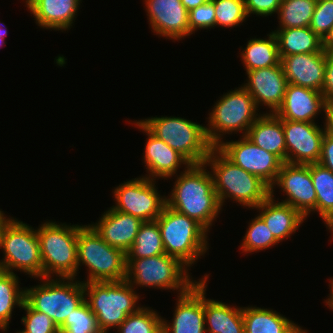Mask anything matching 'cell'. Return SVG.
Here are the masks:
<instances>
[{
	"mask_svg": "<svg viewBox=\"0 0 333 333\" xmlns=\"http://www.w3.org/2000/svg\"><path fill=\"white\" fill-rule=\"evenodd\" d=\"M166 205L196 220L208 232L222 209L205 163L190 164L177 174Z\"/></svg>",
	"mask_w": 333,
	"mask_h": 333,
	"instance_id": "1",
	"label": "cell"
},
{
	"mask_svg": "<svg viewBox=\"0 0 333 333\" xmlns=\"http://www.w3.org/2000/svg\"><path fill=\"white\" fill-rule=\"evenodd\" d=\"M210 166L214 189L221 207L228 198L254 209L270 195V187L259 177L233 164L216 147L204 161Z\"/></svg>",
	"mask_w": 333,
	"mask_h": 333,
	"instance_id": "2",
	"label": "cell"
},
{
	"mask_svg": "<svg viewBox=\"0 0 333 333\" xmlns=\"http://www.w3.org/2000/svg\"><path fill=\"white\" fill-rule=\"evenodd\" d=\"M135 289L125 279L84 283L85 300L102 333H108L114 327L117 329L128 315L142 307L138 305L140 297Z\"/></svg>",
	"mask_w": 333,
	"mask_h": 333,
	"instance_id": "3",
	"label": "cell"
},
{
	"mask_svg": "<svg viewBox=\"0 0 333 333\" xmlns=\"http://www.w3.org/2000/svg\"><path fill=\"white\" fill-rule=\"evenodd\" d=\"M156 220L165 253L177 258L187 268L207 252L208 231L196 220L167 205Z\"/></svg>",
	"mask_w": 333,
	"mask_h": 333,
	"instance_id": "4",
	"label": "cell"
},
{
	"mask_svg": "<svg viewBox=\"0 0 333 333\" xmlns=\"http://www.w3.org/2000/svg\"><path fill=\"white\" fill-rule=\"evenodd\" d=\"M81 225L46 221L36 229L43 263V277L77 276V235Z\"/></svg>",
	"mask_w": 333,
	"mask_h": 333,
	"instance_id": "5",
	"label": "cell"
},
{
	"mask_svg": "<svg viewBox=\"0 0 333 333\" xmlns=\"http://www.w3.org/2000/svg\"><path fill=\"white\" fill-rule=\"evenodd\" d=\"M126 253L110 246L90 225H82L77 235V272L88 267L86 281H121L126 278Z\"/></svg>",
	"mask_w": 333,
	"mask_h": 333,
	"instance_id": "6",
	"label": "cell"
},
{
	"mask_svg": "<svg viewBox=\"0 0 333 333\" xmlns=\"http://www.w3.org/2000/svg\"><path fill=\"white\" fill-rule=\"evenodd\" d=\"M151 134L167 143L190 164H202L214 146L206 126L181 117H149L138 120Z\"/></svg>",
	"mask_w": 333,
	"mask_h": 333,
	"instance_id": "7",
	"label": "cell"
},
{
	"mask_svg": "<svg viewBox=\"0 0 333 333\" xmlns=\"http://www.w3.org/2000/svg\"><path fill=\"white\" fill-rule=\"evenodd\" d=\"M76 279L42 277L39 285L24 288L25 301L34 310L45 313L59 328L85 301L84 282Z\"/></svg>",
	"mask_w": 333,
	"mask_h": 333,
	"instance_id": "8",
	"label": "cell"
},
{
	"mask_svg": "<svg viewBox=\"0 0 333 333\" xmlns=\"http://www.w3.org/2000/svg\"><path fill=\"white\" fill-rule=\"evenodd\" d=\"M215 103L206 126L208 140L214 147L223 141V134L240 131L246 136L250 126L261 115L257 113L259 109L253 96L243 86L225 93Z\"/></svg>",
	"mask_w": 333,
	"mask_h": 333,
	"instance_id": "9",
	"label": "cell"
},
{
	"mask_svg": "<svg viewBox=\"0 0 333 333\" xmlns=\"http://www.w3.org/2000/svg\"><path fill=\"white\" fill-rule=\"evenodd\" d=\"M126 278L132 287L178 290L185 293L195 282L177 258L161 254L141 259H126ZM133 280V281H132Z\"/></svg>",
	"mask_w": 333,
	"mask_h": 333,
	"instance_id": "10",
	"label": "cell"
},
{
	"mask_svg": "<svg viewBox=\"0 0 333 333\" xmlns=\"http://www.w3.org/2000/svg\"><path fill=\"white\" fill-rule=\"evenodd\" d=\"M0 248L4 251L0 270L11 273L20 270L31 278L43 277V263L36 229L12 217L3 228Z\"/></svg>",
	"mask_w": 333,
	"mask_h": 333,
	"instance_id": "11",
	"label": "cell"
},
{
	"mask_svg": "<svg viewBox=\"0 0 333 333\" xmlns=\"http://www.w3.org/2000/svg\"><path fill=\"white\" fill-rule=\"evenodd\" d=\"M155 179L139 177L115 187V206L112 209L144 221L156 220L166 205V196L157 192Z\"/></svg>",
	"mask_w": 333,
	"mask_h": 333,
	"instance_id": "12",
	"label": "cell"
},
{
	"mask_svg": "<svg viewBox=\"0 0 333 333\" xmlns=\"http://www.w3.org/2000/svg\"><path fill=\"white\" fill-rule=\"evenodd\" d=\"M216 148L233 164L259 177L270 188L283 164L276 155L255 145L243 135L238 141H222Z\"/></svg>",
	"mask_w": 333,
	"mask_h": 333,
	"instance_id": "13",
	"label": "cell"
},
{
	"mask_svg": "<svg viewBox=\"0 0 333 333\" xmlns=\"http://www.w3.org/2000/svg\"><path fill=\"white\" fill-rule=\"evenodd\" d=\"M285 192L281 202L298 210L305 218L316 211V192L310 173V164H292L284 162L270 191L276 186Z\"/></svg>",
	"mask_w": 333,
	"mask_h": 333,
	"instance_id": "14",
	"label": "cell"
},
{
	"mask_svg": "<svg viewBox=\"0 0 333 333\" xmlns=\"http://www.w3.org/2000/svg\"><path fill=\"white\" fill-rule=\"evenodd\" d=\"M286 145V162L292 164L318 163L321 156L324 128L312 122L282 119ZM290 152V153H289Z\"/></svg>",
	"mask_w": 333,
	"mask_h": 333,
	"instance_id": "15",
	"label": "cell"
},
{
	"mask_svg": "<svg viewBox=\"0 0 333 333\" xmlns=\"http://www.w3.org/2000/svg\"><path fill=\"white\" fill-rule=\"evenodd\" d=\"M195 282L185 293L178 295L172 322L162 318V333H206L204 316V279Z\"/></svg>",
	"mask_w": 333,
	"mask_h": 333,
	"instance_id": "16",
	"label": "cell"
},
{
	"mask_svg": "<svg viewBox=\"0 0 333 333\" xmlns=\"http://www.w3.org/2000/svg\"><path fill=\"white\" fill-rule=\"evenodd\" d=\"M153 33L171 40H182L189 32L188 11L181 0H144Z\"/></svg>",
	"mask_w": 333,
	"mask_h": 333,
	"instance_id": "17",
	"label": "cell"
},
{
	"mask_svg": "<svg viewBox=\"0 0 333 333\" xmlns=\"http://www.w3.org/2000/svg\"><path fill=\"white\" fill-rule=\"evenodd\" d=\"M247 83L243 87L253 96L255 105H266L275 113L282 105L288 85L281 62L278 65L247 71ZM262 104V105H261Z\"/></svg>",
	"mask_w": 333,
	"mask_h": 333,
	"instance_id": "18",
	"label": "cell"
},
{
	"mask_svg": "<svg viewBox=\"0 0 333 333\" xmlns=\"http://www.w3.org/2000/svg\"><path fill=\"white\" fill-rule=\"evenodd\" d=\"M136 128L142 130L148 136L145 142L143 160L145 167L148 171V175L145 177L153 179L175 177L179 171V167L184 165L188 167L190 163L177 151L172 149L163 140L158 139L151 134L139 121L133 122Z\"/></svg>",
	"mask_w": 333,
	"mask_h": 333,
	"instance_id": "19",
	"label": "cell"
},
{
	"mask_svg": "<svg viewBox=\"0 0 333 333\" xmlns=\"http://www.w3.org/2000/svg\"><path fill=\"white\" fill-rule=\"evenodd\" d=\"M287 82L320 91L324 84L326 52L302 53L280 57Z\"/></svg>",
	"mask_w": 333,
	"mask_h": 333,
	"instance_id": "20",
	"label": "cell"
},
{
	"mask_svg": "<svg viewBox=\"0 0 333 333\" xmlns=\"http://www.w3.org/2000/svg\"><path fill=\"white\" fill-rule=\"evenodd\" d=\"M325 105L320 91L288 83L283 103L275 114L281 119L315 123V117L325 111Z\"/></svg>",
	"mask_w": 333,
	"mask_h": 333,
	"instance_id": "21",
	"label": "cell"
},
{
	"mask_svg": "<svg viewBox=\"0 0 333 333\" xmlns=\"http://www.w3.org/2000/svg\"><path fill=\"white\" fill-rule=\"evenodd\" d=\"M142 223L141 219L110 207L98 222L90 225L110 246L126 253L134 243Z\"/></svg>",
	"mask_w": 333,
	"mask_h": 333,
	"instance_id": "22",
	"label": "cell"
},
{
	"mask_svg": "<svg viewBox=\"0 0 333 333\" xmlns=\"http://www.w3.org/2000/svg\"><path fill=\"white\" fill-rule=\"evenodd\" d=\"M274 191H270V195L255 209L259 210L258 216L268 226L274 238L282 242L295 233L306 218L292 206L275 201Z\"/></svg>",
	"mask_w": 333,
	"mask_h": 333,
	"instance_id": "23",
	"label": "cell"
},
{
	"mask_svg": "<svg viewBox=\"0 0 333 333\" xmlns=\"http://www.w3.org/2000/svg\"><path fill=\"white\" fill-rule=\"evenodd\" d=\"M81 1L26 0L25 4L41 28L66 31L72 27Z\"/></svg>",
	"mask_w": 333,
	"mask_h": 333,
	"instance_id": "24",
	"label": "cell"
},
{
	"mask_svg": "<svg viewBox=\"0 0 333 333\" xmlns=\"http://www.w3.org/2000/svg\"><path fill=\"white\" fill-rule=\"evenodd\" d=\"M246 137L255 145L286 162V145L282 119L275 113H263L250 126Z\"/></svg>",
	"mask_w": 333,
	"mask_h": 333,
	"instance_id": "25",
	"label": "cell"
},
{
	"mask_svg": "<svg viewBox=\"0 0 333 333\" xmlns=\"http://www.w3.org/2000/svg\"><path fill=\"white\" fill-rule=\"evenodd\" d=\"M206 284L207 279H204L205 332L244 333L242 307H231L222 301L220 302L214 299H206Z\"/></svg>",
	"mask_w": 333,
	"mask_h": 333,
	"instance_id": "26",
	"label": "cell"
},
{
	"mask_svg": "<svg viewBox=\"0 0 333 333\" xmlns=\"http://www.w3.org/2000/svg\"><path fill=\"white\" fill-rule=\"evenodd\" d=\"M244 333H296L301 326L273 309L243 307Z\"/></svg>",
	"mask_w": 333,
	"mask_h": 333,
	"instance_id": "27",
	"label": "cell"
},
{
	"mask_svg": "<svg viewBox=\"0 0 333 333\" xmlns=\"http://www.w3.org/2000/svg\"><path fill=\"white\" fill-rule=\"evenodd\" d=\"M279 56L323 51V40L309 27L276 29Z\"/></svg>",
	"mask_w": 333,
	"mask_h": 333,
	"instance_id": "28",
	"label": "cell"
},
{
	"mask_svg": "<svg viewBox=\"0 0 333 333\" xmlns=\"http://www.w3.org/2000/svg\"><path fill=\"white\" fill-rule=\"evenodd\" d=\"M267 36V39H250L241 52V61L246 72L275 66L281 62L276 35L272 31Z\"/></svg>",
	"mask_w": 333,
	"mask_h": 333,
	"instance_id": "29",
	"label": "cell"
},
{
	"mask_svg": "<svg viewBox=\"0 0 333 333\" xmlns=\"http://www.w3.org/2000/svg\"><path fill=\"white\" fill-rule=\"evenodd\" d=\"M310 173L316 192V212L329 228L333 224V172L319 163H311Z\"/></svg>",
	"mask_w": 333,
	"mask_h": 333,
	"instance_id": "30",
	"label": "cell"
},
{
	"mask_svg": "<svg viewBox=\"0 0 333 333\" xmlns=\"http://www.w3.org/2000/svg\"><path fill=\"white\" fill-rule=\"evenodd\" d=\"M15 273L0 270V330L7 331L14 306L22 307L25 289Z\"/></svg>",
	"mask_w": 333,
	"mask_h": 333,
	"instance_id": "31",
	"label": "cell"
},
{
	"mask_svg": "<svg viewBox=\"0 0 333 333\" xmlns=\"http://www.w3.org/2000/svg\"><path fill=\"white\" fill-rule=\"evenodd\" d=\"M165 254L157 220L144 221L135 241L126 252V259H141Z\"/></svg>",
	"mask_w": 333,
	"mask_h": 333,
	"instance_id": "32",
	"label": "cell"
},
{
	"mask_svg": "<svg viewBox=\"0 0 333 333\" xmlns=\"http://www.w3.org/2000/svg\"><path fill=\"white\" fill-rule=\"evenodd\" d=\"M317 0H282L278 29L309 27Z\"/></svg>",
	"mask_w": 333,
	"mask_h": 333,
	"instance_id": "33",
	"label": "cell"
},
{
	"mask_svg": "<svg viewBox=\"0 0 333 333\" xmlns=\"http://www.w3.org/2000/svg\"><path fill=\"white\" fill-rule=\"evenodd\" d=\"M162 316L149 307H140L117 328L118 333H162Z\"/></svg>",
	"mask_w": 333,
	"mask_h": 333,
	"instance_id": "34",
	"label": "cell"
},
{
	"mask_svg": "<svg viewBox=\"0 0 333 333\" xmlns=\"http://www.w3.org/2000/svg\"><path fill=\"white\" fill-rule=\"evenodd\" d=\"M246 234L241 244V250L247 253L259 252L279 244L265 222L257 215L248 223Z\"/></svg>",
	"mask_w": 333,
	"mask_h": 333,
	"instance_id": "35",
	"label": "cell"
},
{
	"mask_svg": "<svg viewBox=\"0 0 333 333\" xmlns=\"http://www.w3.org/2000/svg\"><path fill=\"white\" fill-rule=\"evenodd\" d=\"M60 333H102L86 300L59 327Z\"/></svg>",
	"mask_w": 333,
	"mask_h": 333,
	"instance_id": "36",
	"label": "cell"
},
{
	"mask_svg": "<svg viewBox=\"0 0 333 333\" xmlns=\"http://www.w3.org/2000/svg\"><path fill=\"white\" fill-rule=\"evenodd\" d=\"M215 8L216 26L234 28L247 19L244 0H211ZM241 23V24H240Z\"/></svg>",
	"mask_w": 333,
	"mask_h": 333,
	"instance_id": "37",
	"label": "cell"
},
{
	"mask_svg": "<svg viewBox=\"0 0 333 333\" xmlns=\"http://www.w3.org/2000/svg\"><path fill=\"white\" fill-rule=\"evenodd\" d=\"M22 308L27 315L21 318L25 328L19 331L20 333H60L59 328L50 317L34 310L25 300Z\"/></svg>",
	"mask_w": 333,
	"mask_h": 333,
	"instance_id": "38",
	"label": "cell"
},
{
	"mask_svg": "<svg viewBox=\"0 0 333 333\" xmlns=\"http://www.w3.org/2000/svg\"><path fill=\"white\" fill-rule=\"evenodd\" d=\"M333 27V0H317L309 28L322 40Z\"/></svg>",
	"mask_w": 333,
	"mask_h": 333,
	"instance_id": "39",
	"label": "cell"
},
{
	"mask_svg": "<svg viewBox=\"0 0 333 333\" xmlns=\"http://www.w3.org/2000/svg\"><path fill=\"white\" fill-rule=\"evenodd\" d=\"M189 32L197 29H211L216 26L215 8L211 0L188 12Z\"/></svg>",
	"mask_w": 333,
	"mask_h": 333,
	"instance_id": "40",
	"label": "cell"
},
{
	"mask_svg": "<svg viewBox=\"0 0 333 333\" xmlns=\"http://www.w3.org/2000/svg\"><path fill=\"white\" fill-rule=\"evenodd\" d=\"M282 0H244L247 16L256 14V16H271L278 12Z\"/></svg>",
	"mask_w": 333,
	"mask_h": 333,
	"instance_id": "41",
	"label": "cell"
},
{
	"mask_svg": "<svg viewBox=\"0 0 333 333\" xmlns=\"http://www.w3.org/2000/svg\"><path fill=\"white\" fill-rule=\"evenodd\" d=\"M321 93L326 103L333 102V53H326L324 84Z\"/></svg>",
	"mask_w": 333,
	"mask_h": 333,
	"instance_id": "42",
	"label": "cell"
},
{
	"mask_svg": "<svg viewBox=\"0 0 333 333\" xmlns=\"http://www.w3.org/2000/svg\"><path fill=\"white\" fill-rule=\"evenodd\" d=\"M319 164L333 172V137L324 135Z\"/></svg>",
	"mask_w": 333,
	"mask_h": 333,
	"instance_id": "43",
	"label": "cell"
},
{
	"mask_svg": "<svg viewBox=\"0 0 333 333\" xmlns=\"http://www.w3.org/2000/svg\"><path fill=\"white\" fill-rule=\"evenodd\" d=\"M324 113L325 123L323 127L325 134L333 137V102L326 103Z\"/></svg>",
	"mask_w": 333,
	"mask_h": 333,
	"instance_id": "44",
	"label": "cell"
},
{
	"mask_svg": "<svg viewBox=\"0 0 333 333\" xmlns=\"http://www.w3.org/2000/svg\"><path fill=\"white\" fill-rule=\"evenodd\" d=\"M323 50L326 53H333V27L323 39Z\"/></svg>",
	"mask_w": 333,
	"mask_h": 333,
	"instance_id": "45",
	"label": "cell"
},
{
	"mask_svg": "<svg viewBox=\"0 0 333 333\" xmlns=\"http://www.w3.org/2000/svg\"><path fill=\"white\" fill-rule=\"evenodd\" d=\"M207 1L209 0H181L182 4L184 5V7L187 9L188 12Z\"/></svg>",
	"mask_w": 333,
	"mask_h": 333,
	"instance_id": "46",
	"label": "cell"
},
{
	"mask_svg": "<svg viewBox=\"0 0 333 333\" xmlns=\"http://www.w3.org/2000/svg\"><path fill=\"white\" fill-rule=\"evenodd\" d=\"M329 283H330L329 287H330L331 291H330V294L328 296L329 298H327L325 300V303H326V306H328L333 311V278L329 279Z\"/></svg>",
	"mask_w": 333,
	"mask_h": 333,
	"instance_id": "47",
	"label": "cell"
},
{
	"mask_svg": "<svg viewBox=\"0 0 333 333\" xmlns=\"http://www.w3.org/2000/svg\"><path fill=\"white\" fill-rule=\"evenodd\" d=\"M12 217H8L6 215H4L3 211L0 210V237L3 231V228L5 227V225L10 221Z\"/></svg>",
	"mask_w": 333,
	"mask_h": 333,
	"instance_id": "48",
	"label": "cell"
},
{
	"mask_svg": "<svg viewBox=\"0 0 333 333\" xmlns=\"http://www.w3.org/2000/svg\"><path fill=\"white\" fill-rule=\"evenodd\" d=\"M4 26L2 27V24L0 23V46L2 47V45L5 44V37L7 35V28H5L4 30Z\"/></svg>",
	"mask_w": 333,
	"mask_h": 333,
	"instance_id": "49",
	"label": "cell"
},
{
	"mask_svg": "<svg viewBox=\"0 0 333 333\" xmlns=\"http://www.w3.org/2000/svg\"><path fill=\"white\" fill-rule=\"evenodd\" d=\"M308 331L305 329L300 328L296 333H307Z\"/></svg>",
	"mask_w": 333,
	"mask_h": 333,
	"instance_id": "50",
	"label": "cell"
},
{
	"mask_svg": "<svg viewBox=\"0 0 333 333\" xmlns=\"http://www.w3.org/2000/svg\"><path fill=\"white\" fill-rule=\"evenodd\" d=\"M330 231H331V235H332V237H333V224L328 228ZM333 239V238H332Z\"/></svg>",
	"mask_w": 333,
	"mask_h": 333,
	"instance_id": "51",
	"label": "cell"
}]
</instances>
